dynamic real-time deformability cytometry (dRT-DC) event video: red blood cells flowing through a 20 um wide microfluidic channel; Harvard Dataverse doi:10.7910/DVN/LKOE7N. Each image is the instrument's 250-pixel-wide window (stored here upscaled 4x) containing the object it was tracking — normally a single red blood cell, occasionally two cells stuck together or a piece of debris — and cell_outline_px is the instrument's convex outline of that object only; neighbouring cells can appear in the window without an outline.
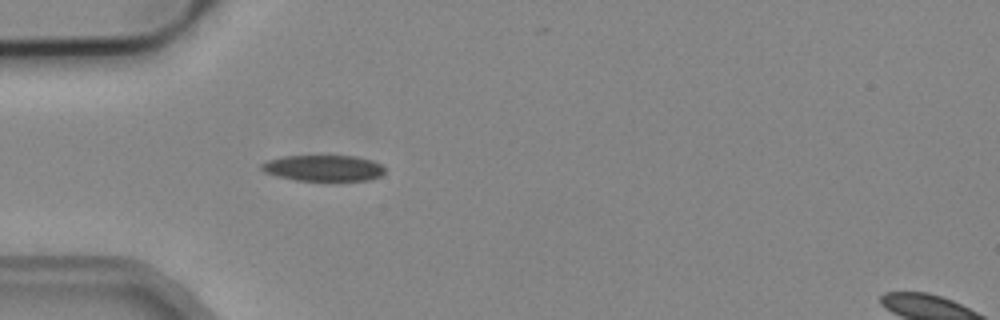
{"species": "common noctule bat (a hibernating species)", "species_latin": "Nyctalus noctula", "temperature_condition": "cold", "stored_images_in_passage": 5, "camera_frame_rate_fps": 3000, "um_per_image_px": 0.085, "animal": {"sex": "male", "body_mass_g": 19.2, "forearm_length_mm": 51.8}, "frame": {"image": 1, "passage_image": 5, "time_ms": 1.333, "image_size_px": [1000, 320], "cell_outline_px": [[384, 172], [380, 176], [368, 180], [296, 180], [276, 176], [264, 172], [260, 168], [260, 164], [268, 160], [284, 156], [356, 156], [372, 160], [380, 164], [384, 168]], "centroid_in_image_um": [27.47, 14.28], "position_along_channel_um": 57.5, "area_um2": 18.61}}